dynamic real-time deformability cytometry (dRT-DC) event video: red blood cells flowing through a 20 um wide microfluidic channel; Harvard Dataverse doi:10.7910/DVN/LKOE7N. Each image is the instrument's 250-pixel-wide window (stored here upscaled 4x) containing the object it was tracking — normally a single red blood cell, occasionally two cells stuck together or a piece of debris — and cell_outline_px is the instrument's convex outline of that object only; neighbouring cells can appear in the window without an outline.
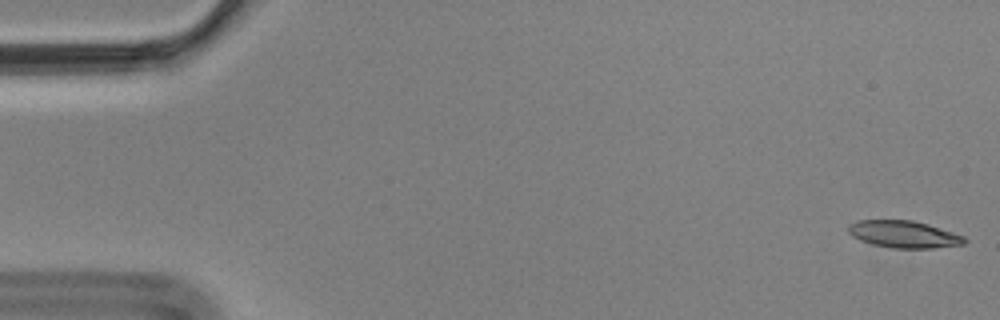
{"species": "Egyptian fruit bat (a non-hibernating species)", "species_latin": "Rousettus aegyptiacus", "temperature_condition": "cold", "stored_images_in_passage": 4, "camera_frame_rate_fps": 3000, "um_per_image_px": 0.085, "animal": {"sex": "male"}, "frame": {"image": 1, "passage_image": 1, "time_ms": 0.0, "image_size_px": [1000, 320], "cell_outline_px": [[968, 240], [964, 244], [932, 248], [892, 248], [872, 244], [860, 240], [852, 236], [848, 232], [848, 224], [856, 220], [912, 220], [928, 224], [964, 236]], "centroid_in_image_um": [76.8, 19.91], "position_along_channel_um": 8.2, "area_um2": 18.38}}